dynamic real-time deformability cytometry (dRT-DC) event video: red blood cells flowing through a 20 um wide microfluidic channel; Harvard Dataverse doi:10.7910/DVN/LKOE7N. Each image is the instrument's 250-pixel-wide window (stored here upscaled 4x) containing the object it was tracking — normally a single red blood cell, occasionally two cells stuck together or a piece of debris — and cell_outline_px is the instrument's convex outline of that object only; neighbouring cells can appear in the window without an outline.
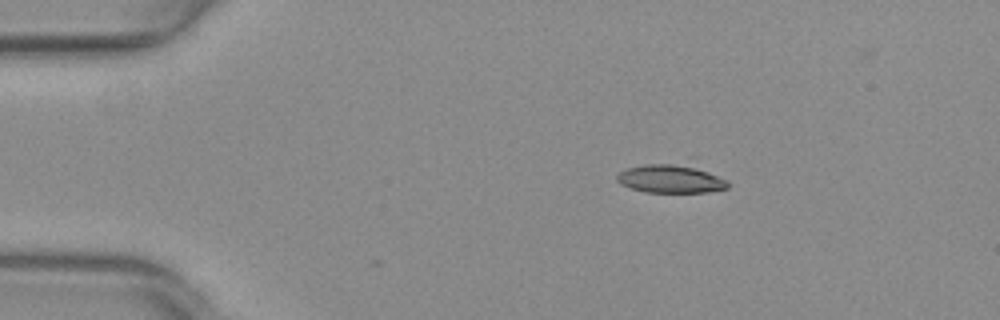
{"species": "common noctule bat (a hibernating species)", "species_latin": "Nyctalus noctula", "temperature_condition": "warm", "stored_images_in_passage": 2, "camera_frame_rate_fps": 3000, "um_per_image_px": 0.085, "animal": {"sex": "female", "body_mass_g": 29.2, "forearm_length_mm": 56.3}, "frame": {"image": 1, "passage_image": 1, "time_ms": 0.0, "image_size_px": [1000, 320], "cell_outline_px": [[728, 188], [708, 192], [644, 192], [620, 184], [616, 180], [616, 176], [620, 172], [628, 168], [644, 164], [696, 156], [700, 156], [728, 180]], "centroid_in_image_um": [57.29, 15.01], "position_along_channel_um": 27.7, "area_um2": 21.44}}